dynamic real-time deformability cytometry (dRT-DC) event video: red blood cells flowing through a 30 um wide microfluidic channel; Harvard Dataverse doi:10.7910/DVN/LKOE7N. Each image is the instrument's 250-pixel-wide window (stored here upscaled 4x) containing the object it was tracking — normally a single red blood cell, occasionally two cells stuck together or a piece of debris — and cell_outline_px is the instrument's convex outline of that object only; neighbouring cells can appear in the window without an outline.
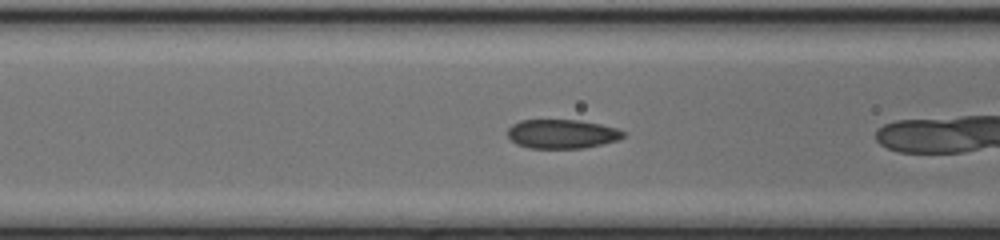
{"species": "common noctule bat (a hibernating species)", "species_latin": "Nyctalus noctula", "temperature_condition": "cold", "stored_images_in_passage": 6, "camera_frame_rate_fps": 3000, "um_per_image_px": 0.085, "animal": {"sex": "female", "body_mass_g": 17.0, "forearm_length_mm": 48.0}, "frame": {"image": 1, "passage_image": 4, "time_ms": 1.0, "image_size_px": [1000, 240], "cell_outline_px": [[624, 136], [620, 140], [584, 148], [528, 148], [516, 144], [508, 136], [508, 128], [512, 124], [520, 120], [580, 120], [600, 124], [616, 128], [624, 132]], "centroid_in_image_um": [47.76, 11.38], "position_along_channel_um": 118.8, "area_um2": 19.65}}